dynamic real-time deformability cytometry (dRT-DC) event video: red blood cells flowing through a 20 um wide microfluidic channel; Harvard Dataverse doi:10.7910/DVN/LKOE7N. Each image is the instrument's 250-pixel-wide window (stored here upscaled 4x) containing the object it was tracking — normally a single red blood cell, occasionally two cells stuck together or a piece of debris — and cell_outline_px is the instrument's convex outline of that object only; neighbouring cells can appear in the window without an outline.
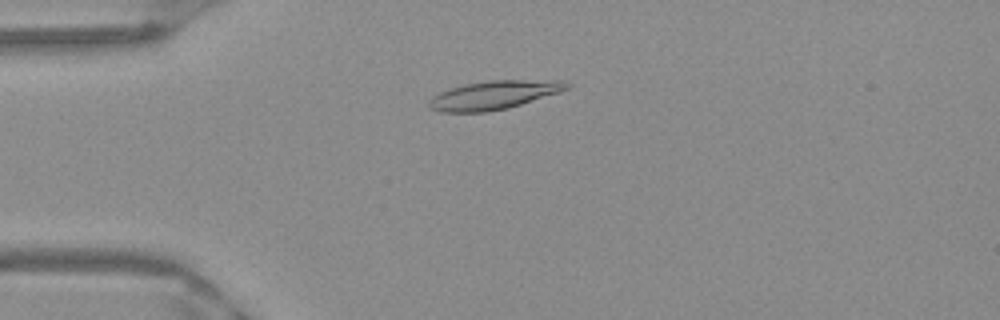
{"species": "Egyptian fruit bat (a non-hibernating species)", "species_latin": "Rousettus aegyptiacus", "temperature_condition": "warm", "stored_images_in_passage": 51, "camera_frame_rate_fps": 3000, "um_per_image_px": 0.085, "frame": {"image": 1, "passage_image": 13, "time_ms": 4.0, "image_size_px": [1000, 320], "cell_outline_px": [[572, 84], [568, 88], [560, 92], [508, 108], [488, 112], [440, 112], [432, 108], [428, 104], [428, 100], [432, 96], [440, 92], [464, 84], [488, 80], [564, 80]], "centroid_in_image_um": [42.0, 8.07], "position_along_channel_um": 43.0, "area_um2": 23.0}}
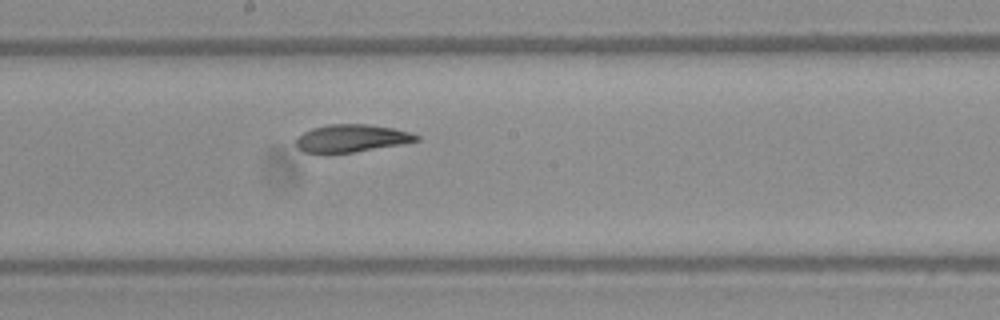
{"frame": {"image": 2, "passage_image": 28, "time_ms": 9.0, "image_size_px": [1000, 320], "cell_outline_px": [[420, 140], [400, 144], [352, 152], [304, 152], [296, 144], [296, 136], [312, 128], [328, 124], [364, 124], [392, 128], [408, 132], [420, 136]], "centroid_in_image_um": [29.86, 11.73], "position_along_channel_um": 218.3, "area_um2": 18.9}}
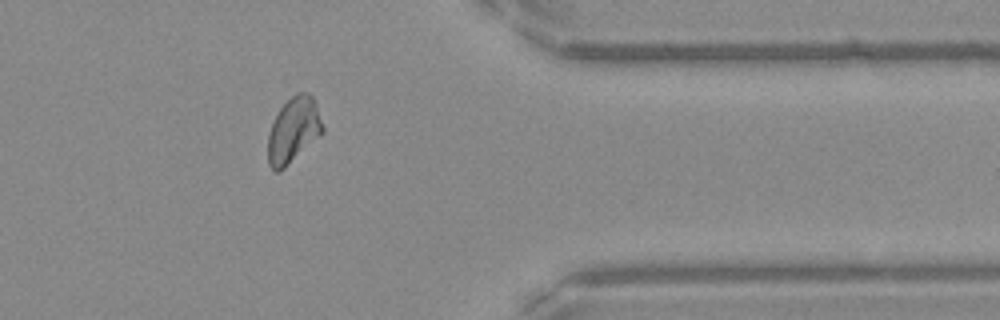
{"frame": {"image": 3, "passage_image": 42, "time_ms": 13.667, "image_size_px": [1000, 320], "cell_outline_px": [[324, 132], [280, 172], [276, 172], [268, 164], [268, 136], [272, 124], [280, 108], [296, 92], [308, 92], [316, 100], [324, 128]], "centroid_in_image_um": [24.97, 11.05], "position_along_channel_um": 386.4, "area_um2": 20.87}, "authors_computed_cell_mechanics": {"area_um2": 20.808, "velocity_mm_per_s": 3.9544, "shape_relaxation_time_tau1_ms": null, "shape_relaxation_time_tau2_ms": 5.51, "deformation_change_tau1": null, "deformation_change_tau2": 0.0863}}